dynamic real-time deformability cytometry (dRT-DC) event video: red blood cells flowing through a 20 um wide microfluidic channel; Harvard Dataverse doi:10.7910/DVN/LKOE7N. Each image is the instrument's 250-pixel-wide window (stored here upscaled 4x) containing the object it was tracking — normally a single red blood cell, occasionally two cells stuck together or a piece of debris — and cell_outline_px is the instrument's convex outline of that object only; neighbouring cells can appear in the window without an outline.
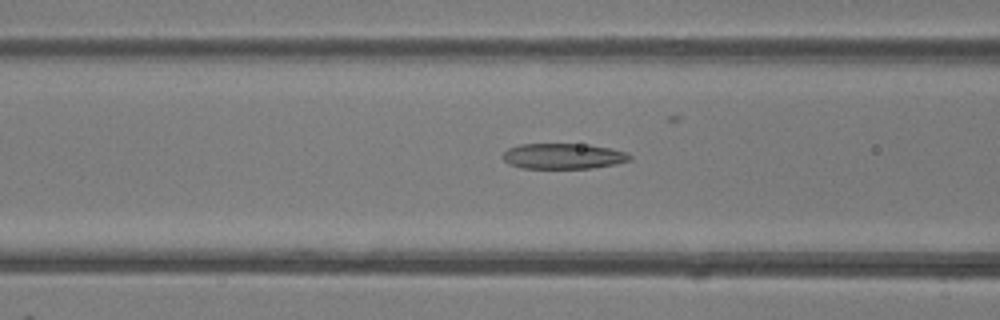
{"species": "common noctule bat (a hibernating species)", "species_latin": "Nyctalus noctula", "temperature_condition": "room temperature", "stored_images_in_passage": 31, "camera_frame_rate_fps": 3000, "um_per_image_px": 0.085, "animal": {"sex": "female"}, "frame": {"image": 1, "passage_image": 6, "time_ms": 1.667, "image_size_px": [1000, 320], "cell_outline_px": [[632, 160], [616, 164], [592, 168], [520, 168], [508, 164], [504, 160], [504, 152], [508, 148], [520, 144], [588, 144], [628, 152], [632, 156]], "centroid_in_image_um": [47.9, 13.27], "position_along_channel_um": 118.7, "area_um2": 19.02}}
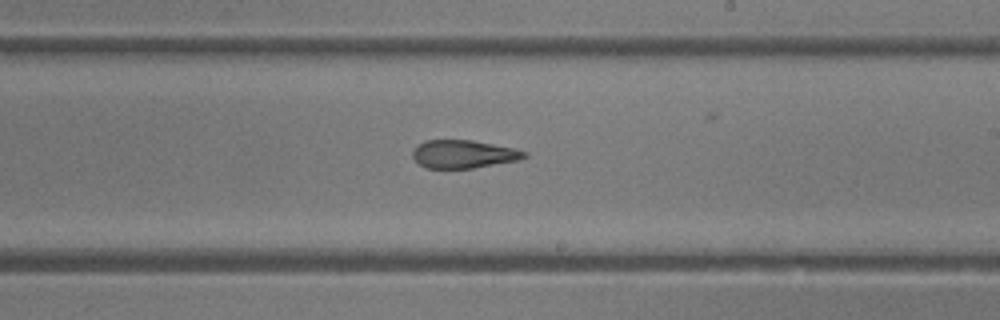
{"frame": {"image": 2, "passage_image": 15, "time_ms": 4.667, "image_size_px": [1000, 320], "cell_outline_px": [[528, 156], [520, 160], [472, 168], [424, 168], [412, 156], [412, 152], [416, 144], [424, 140], [472, 140], [512, 148], [528, 152]], "centroid_in_image_um": [39.38, 13.09], "position_along_channel_um": 249.6, "area_um2": 18.32}}
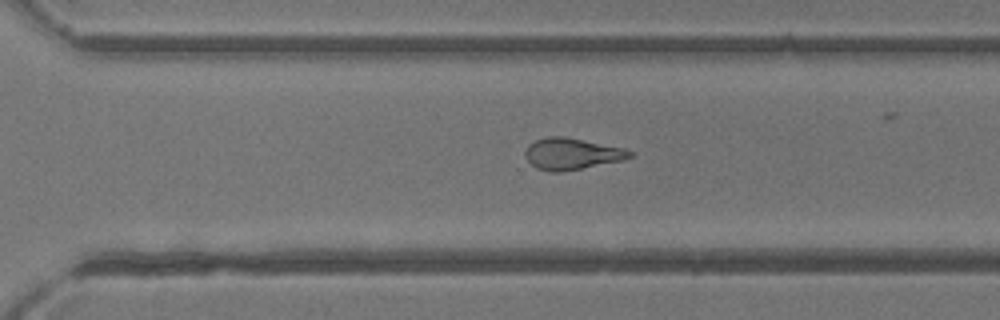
{"frame": {"image": 3, "passage_image": 20, "time_ms": 6.333, "image_size_px": [1000, 320], "cell_outline_px": [[636, 152], [632, 156], [624, 160], [560, 172], [548, 172], [536, 168], [524, 156], [524, 152], [528, 144], [536, 140], [548, 136], [564, 136], [624, 148]], "centroid_in_image_um": [48.6, 13.07], "position_along_channel_um": 322.0, "area_um2": 19.31}, "authors_computed_cell_mechanics": {"area_um2": 19.363, "velocity_mm_per_s": 4.3552, "shape_relaxation_time_tau1_ms": null, "shape_relaxation_time_tau2_ms": 1.9967, "deformation_change_tau1": null, "deformation_change_tau2": 0.1083}}